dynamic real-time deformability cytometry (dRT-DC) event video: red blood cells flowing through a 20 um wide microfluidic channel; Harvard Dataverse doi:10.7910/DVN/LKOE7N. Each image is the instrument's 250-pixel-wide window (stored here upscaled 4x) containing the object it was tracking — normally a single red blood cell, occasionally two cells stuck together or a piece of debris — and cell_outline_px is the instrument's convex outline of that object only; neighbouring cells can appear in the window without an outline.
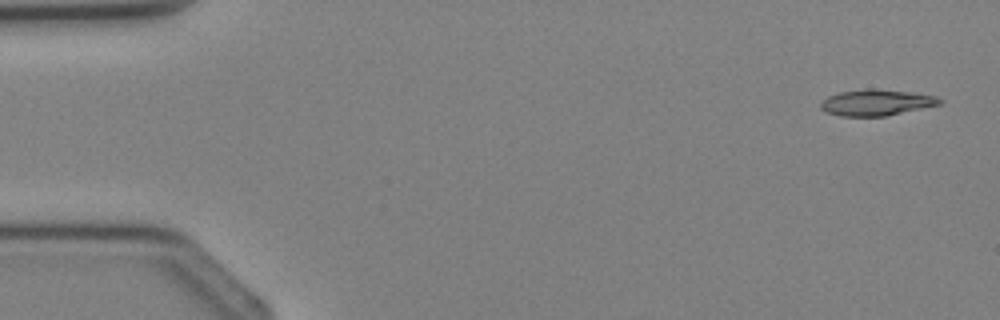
{"species": "Egyptian fruit bat (a non-hibernating species)", "species_latin": "Rousettus aegyptiacus", "temperature_condition": "cold", "stored_images_in_passage": 3, "segment_of_instrument_passage": [2, 2], "camera_frame_rate_fps": 3000, "um_per_image_px": 0.085, "animal": {"sex": "female"}, "frame": {"image": 1, "passage_image": 3, "time_ms": 2.333, "image_size_px": [1000, 320], "cell_outline_px": [[944, 100], [940, 104], [884, 116], [840, 116], [828, 112], [820, 108], [820, 104], [828, 96], [840, 92], [872, 88], [912, 92], [936, 96]], "centroid_in_image_um": [74.5, 8.71], "position_along_channel_um": 10.5, "area_um2": 17.86}}